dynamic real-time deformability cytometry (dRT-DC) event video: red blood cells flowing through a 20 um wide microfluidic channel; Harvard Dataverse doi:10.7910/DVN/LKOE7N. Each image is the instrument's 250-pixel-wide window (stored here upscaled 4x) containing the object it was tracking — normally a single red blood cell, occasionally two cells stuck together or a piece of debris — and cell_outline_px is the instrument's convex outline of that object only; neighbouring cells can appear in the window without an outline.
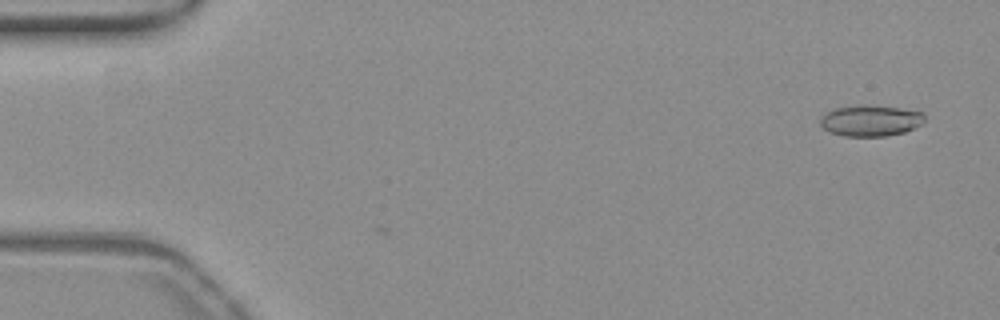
{"species": "common noctule bat (a hibernating species)", "species_latin": "Nyctalus noctula", "temperature_condition": "warm", "stored_images_in_passage": 3, "camera_frame_rate_fps": 3000, "um_per_image_px": 0.085, "animal": {"sex": "female", "body_mass_g": 19.3, "forearm_length_mm": 54.1}, "frame": {"image": 1, "passage_image": 3, "time_ms": 0.667, "image_size_px": [1000, 320], "cell_outline_px": [[924, 120], [920, 124], [904, 132], [884, 136], [844, 136], [828, 132], [820, 124], [820, 116], [836, 108], [860, 104], [872, 104], [900, 108], [924, 112]], "centroid_in_image_um": [73.97, 10.23], "position_along_channel_um": 11.0, "area_um2": 19.02}}